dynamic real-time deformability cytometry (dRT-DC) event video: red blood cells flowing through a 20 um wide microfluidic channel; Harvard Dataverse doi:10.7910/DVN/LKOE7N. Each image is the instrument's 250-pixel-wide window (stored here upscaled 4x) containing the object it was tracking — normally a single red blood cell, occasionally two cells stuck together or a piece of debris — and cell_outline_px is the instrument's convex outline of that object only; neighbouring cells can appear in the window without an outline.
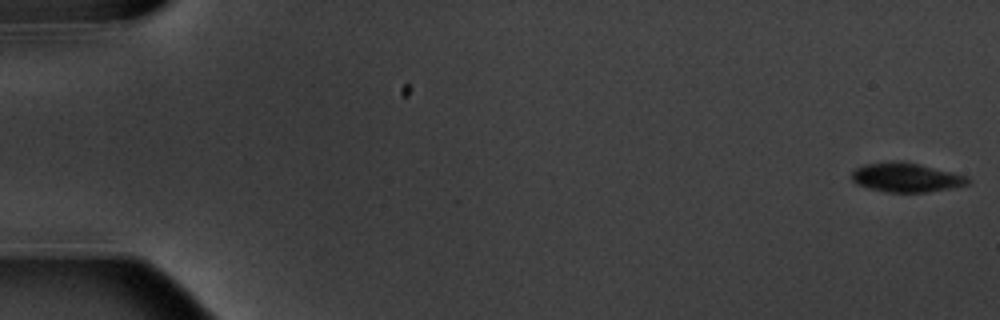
{"species": "common noctule bat (a hibernating species)", "species_latin": "Nyctalus noctula", "temperature_condition": "warm", "stored_images_in_passage": 6, "camera_frame_rate_fps": 3000, "um_per_image_px": 0.085, "animal": {"sex": "male", "body_mass_g": 20.1, "forearm_length_mm": 53.5}, "frame": {"image": 1, "passage_image": 1, "time_ms": 0.0, "image_size_px": [1000, 320], "cell_outline_px": [[968, 184], [948, 188], [924, 192], [888, 192], [872, 188], [860, 184], [852, 180], [852, 172], [856, 168], [864, 164], [892, 160], [920, 164], [964, 176], [968, 180]], "centroid_in_image_um": [76.96, 15.06], "position_along_channel_um": 8.0, "area_um2": 19.13}}
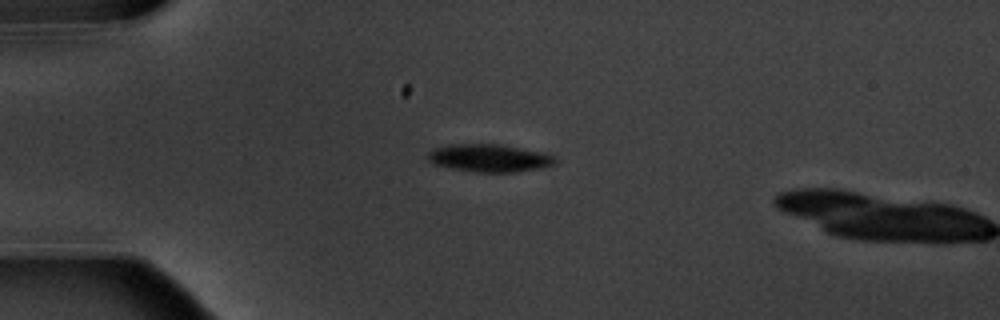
{"frame": {"image": 2, "passage_image": 5, "time_ms": 4.667, "image_size_px": [1000, 320], "cell_outline_px": [[556, 164], [540, 168], [512, 172], [480, 172], [452, 168], [432, 164], [428, 160], [428, 152], [432, 148], [448, 144], [500, 144], [540, 152], [552, 156], [556, 160]], "centroid_in_image_um": [41.53, 13.42], "position_along_channel_um": 43.5, "area_um2": 20.4}}